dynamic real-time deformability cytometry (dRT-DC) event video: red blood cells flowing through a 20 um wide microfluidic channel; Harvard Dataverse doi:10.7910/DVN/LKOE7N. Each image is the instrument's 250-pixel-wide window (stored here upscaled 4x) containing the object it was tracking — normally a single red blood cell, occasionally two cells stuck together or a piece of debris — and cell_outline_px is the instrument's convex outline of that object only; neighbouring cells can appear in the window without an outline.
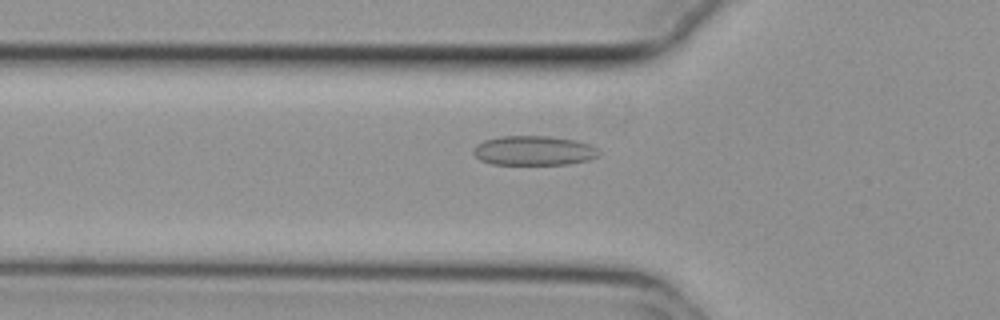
{"species": "common noctule bat (a hibernating species)", "species_latin": "Nyctalus noctula", "temperature_condition": "cold", "stored_images_in_passage": 45, "camera_frame_rate_fps": 3000, "um_per_image_px": 0.085, "animal": {"sex": "female", "body_mass_g": 29.2, "forearm_length_mm": 56.3}, "frame": {"image": 1, "passage_image": 19, "time_ms": 6.0, "image_size_px": [1000, 320], "cell_outline_px": [[600, 152], [596, 156], [588, 160], [568, 164], [492, 164], [480, 160], [472, 152], [472, 148], [476, 144], [484, 140], [500, 136], [548, 136], [576, 140], [588, 144], [596, 148]], "centroid_in_image_um": [45.33, 12.79], "position_along_channel_um": 80.5, "area_um2": 21.56}}
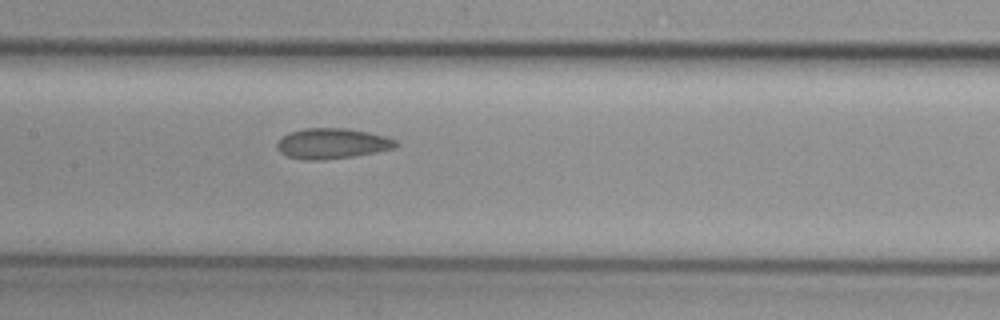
{"frame": {"image": 2, "passage_image": 27, "time_ms": 8.667, "image_size_px": [1000, 320], "cell_outline_px": [[400, 144], [396, 148], [376, 152], [352, 156], [320, 160], [304, 160], [288, 156], [280, 152], [276, 148], [276, 144], [288, 132], [304, 128], [348, 128], [368, 132], [384, 136], [396, 140]], "centroid_in_image_um": [28.24, 12.19], "position_along_channel_um": 179.2, "area_um2": 21.1}}
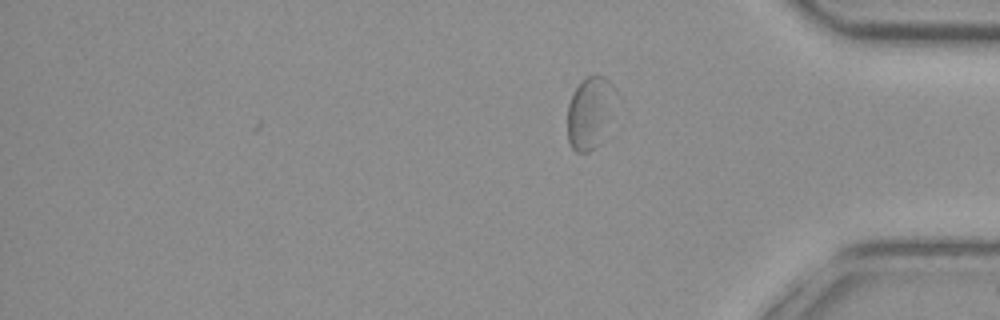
{"frame": {"image": 3, "passage_image": 45, "time_ms": 14.667, "image_size_px": [1000, 320], "cell_outline_px": [[616, 92], [596, 144], [588, 152], [576, 152], [572, 148], [568, 140], [568, 104], [572, 92], [588, 76], [604, 76], [616, 88]], "centroid_in_image_um": [50.06, 9.51], "position_along_channel_um": 385.1, "area_um2": 18.84}, "authors_computed_cell_mechanics": {"area_um2": 21.5594, "velocity_mm_per_s": 3.6852, "shape_relaxation_time_tau1_ms": null, "shape_relaxation_time_tau2_ms": 1.6471, "deformation_change_tau1": null, "deformation_change_tau2": 0.0549}}